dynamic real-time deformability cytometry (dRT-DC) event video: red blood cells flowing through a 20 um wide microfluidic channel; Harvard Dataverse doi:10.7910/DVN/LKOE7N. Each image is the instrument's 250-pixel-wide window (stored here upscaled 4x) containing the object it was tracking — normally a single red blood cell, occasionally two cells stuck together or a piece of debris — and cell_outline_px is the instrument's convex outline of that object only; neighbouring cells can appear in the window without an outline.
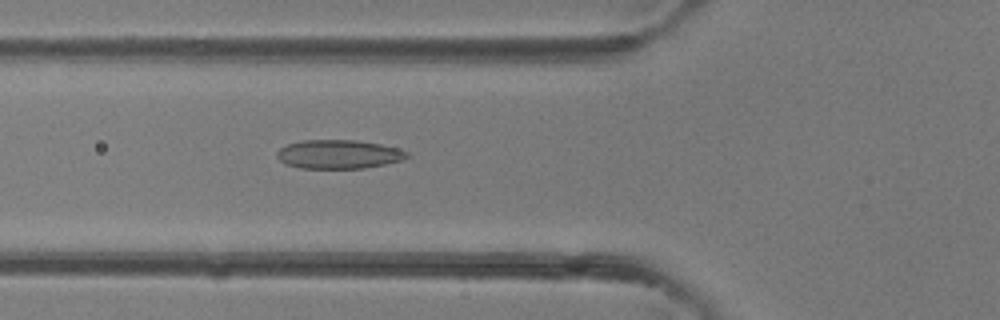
{"species": "common noctule bat (a hibernating species)", "species_latin": "Nyctalus noctula", "temperature_condition": "room temperature", "stored_images_in_passage": 31, "camera_frame_rate_fps": 3000, "um_per_image_px": 0.085, "animal": {"sex": "female"}, "frame": {"image": 1, "passage_image": 5, "time_ms": 1.333, "image_size_px": [1000, 320], "cell_outline_px": [[408, 156], [400, 160], [384, 164], [364, 168], [300, 168], [284, 164], [276, 156], [276, 152], [280, 148], [288, 144], [300, 140], [356, 140], [380, 144], [396, 148], [408, 152]], "centroid_in_image_um": [28.73, 13.11], "position_along_channel_um": 97.1, "area_um2": 21.73}}
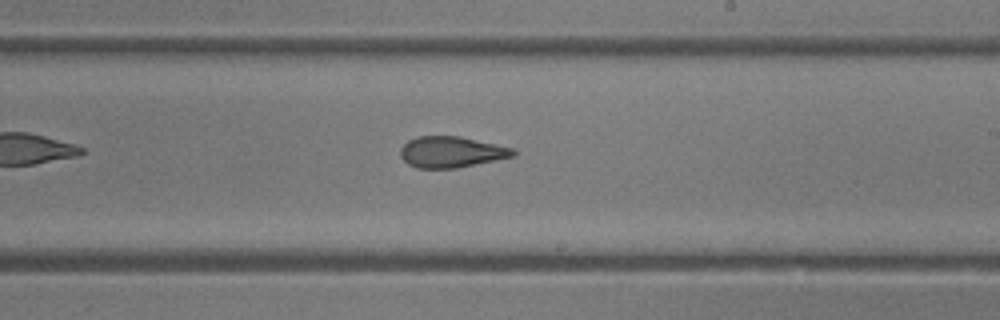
{"frame": {"image": 2, "passage_image": 14, "time_ms": 4.333, "image_size_px": [1000, 320], "cell_outline_px": [[516, 156], [456, 168], [416, 168], [408, 164], [400, 156], [400, 148], [408, 140], [416, 136], [460, 136], [496, 144], [512, 148], [516, 152]], "centroid_in_image_um": [38.34, 12.92], "position_along_channel_um": 250.7, "area_um2": 20.46}}
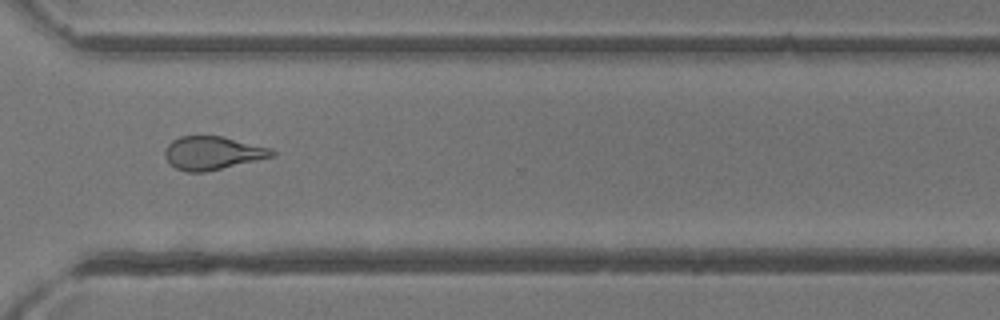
{"frame": {"image": 3, "passage_image": 20, "time_ms": 6.333, "image_size_px": [1000, 320], "cell_outline_px": [[276, 152], [272, 156], [208, 172], [188, 172], [176, 168], [164, 156], [164, 152], [168, 144], [172, 140], [180, 136], [224, 136], [272, 148]], "centroid_in_image_um": [18.07, 13.0], "position_along_channel_um": 352.5, "area_um2": 20.75}}